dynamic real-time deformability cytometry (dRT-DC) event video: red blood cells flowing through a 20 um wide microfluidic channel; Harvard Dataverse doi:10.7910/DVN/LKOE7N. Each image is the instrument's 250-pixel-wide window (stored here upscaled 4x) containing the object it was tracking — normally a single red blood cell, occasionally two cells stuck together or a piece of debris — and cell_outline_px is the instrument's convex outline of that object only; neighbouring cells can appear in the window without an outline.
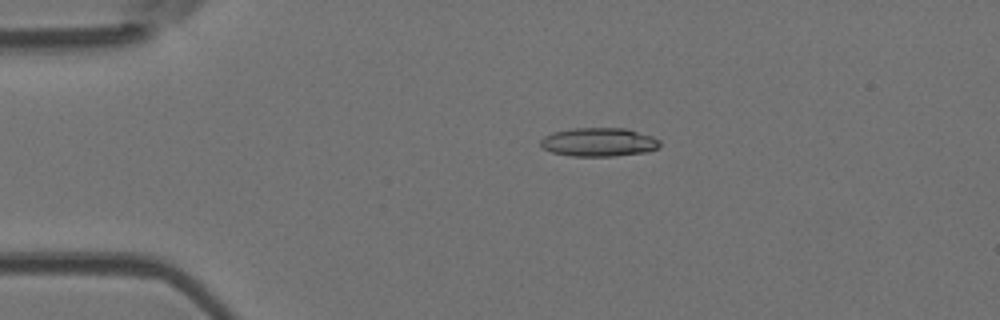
{"species": "Egyptian fruit bat (a non-hibernating species)", "species_latin": "Rousettus aegyptiacus", "temperature_condition": "room temperature", "stored_images_in_passage": 52, "camera_frame_rate_fps": 3000, "um_per_image_px": 0.085, "animal": {"sex": "female"}, "frame": {"image": 1, "passage_image": 11, "time_ms": 3.333, "image_size_px": [1000, 320], "cell_outline_px": [[660, 144], [656, 148], [648, 152], [616, 156], [572, 156], [552, 152], [544, 148], [540, 144], [540, 140], [544, 136], [552, 132], [572, 128], [628, 128], [652, 136], [660, 140]], "centroid_in_image_um": [50.91, 12.07], "position_along_channel_um": 34.1, "area_um2": 20.06}}
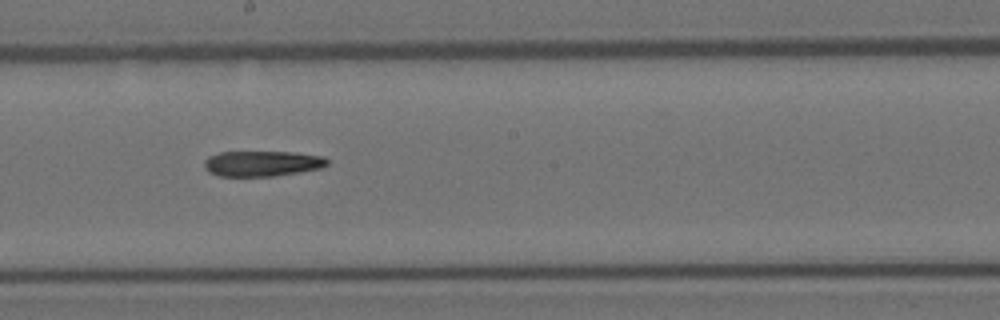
{"frame": {"image": 2, "passage_image": 29, "time_ms": 9.333, "image_size_px": [1000, 320], "cell_outline_px": [[328, 164], [324, 168], [300, 172], [272, 176], [220, 176], [208, 172], [204, 168], [204, 160], [208, 156], [220, 152], [296, 152], [324, 156], [328, 160]], "centroid_in_image_um": [22.3, 13.9], "position_along_channel_um": 225.9, "area_um2": 18.5}}
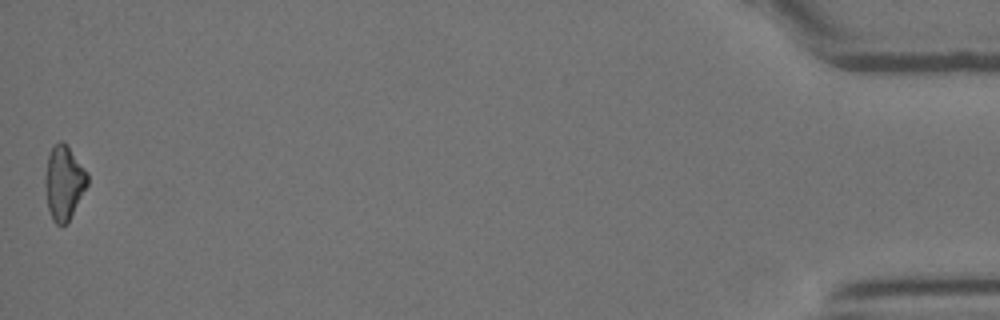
{"frame": {"image": 3, "passage_image": 52, "time_ms": 17.0, "image_size_px": [1000, 320], "cell_outline_px": [[88, 184], [68, 220], [64, 224], [56, 224], [52, 220], [48, 208], [44, 184], [44, 180], [48, 152], [52, 144], [60, 140], [68, 148], [88, 172]], "centroid_in_image_um": [5.4, 15.49], "position_along_channel_um": 429.8, "area_um2": 18.09}}